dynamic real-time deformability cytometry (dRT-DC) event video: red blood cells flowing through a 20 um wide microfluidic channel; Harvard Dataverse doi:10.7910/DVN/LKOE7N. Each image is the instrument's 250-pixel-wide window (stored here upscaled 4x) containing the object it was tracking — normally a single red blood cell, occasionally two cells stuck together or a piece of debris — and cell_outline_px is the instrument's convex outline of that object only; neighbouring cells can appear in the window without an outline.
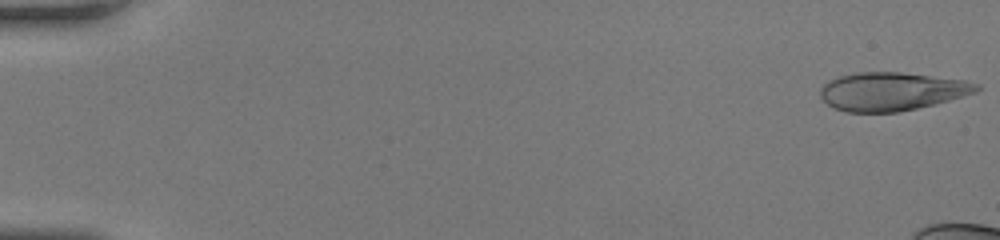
{"species": "human", "species_latin": "Homo sapiens", "temperature_condition": "room temperature", "stored_images_in_passage": 13, "camera_frame_rate_fps": 3000, "um_per_image_px": 0.085, "donor": {"sex": "female"}, "frame": {"image": 1, "passage_image": 1, "time_ms": 0.0, "image_size_px": [1000, 240], "cell_outline_px": [[980, 88], [976, 92], [948, 100], [916, 108], [896, 112], [844, 112], [832, 108], [820, 96], [820, 88], [828, 80], [840, 76], [856, 72], [900, 72], [964, 80], [980, 84]], "centroid_in_image_um": [75.75, 7.77], "position_along_channel_um": 9.3, "area_um2": 34.74}}